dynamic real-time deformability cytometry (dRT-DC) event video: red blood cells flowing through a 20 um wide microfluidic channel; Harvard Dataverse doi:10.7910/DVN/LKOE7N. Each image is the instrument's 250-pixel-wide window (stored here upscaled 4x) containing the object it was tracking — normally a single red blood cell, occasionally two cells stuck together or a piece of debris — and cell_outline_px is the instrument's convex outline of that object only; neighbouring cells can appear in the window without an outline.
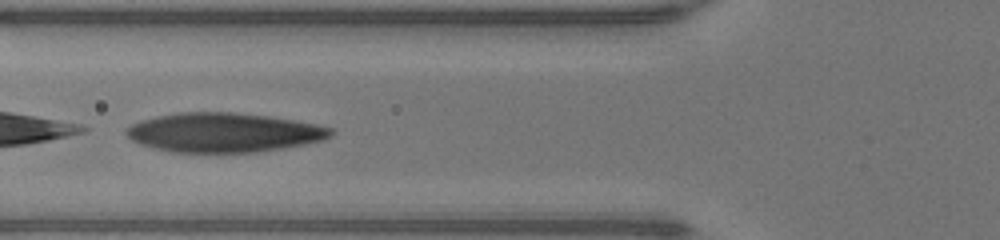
{"species": "human", "species_latin": "Homo sapiens", "temperature_condition": "warm", "stored_images_in_passage": 29, "camera_frame_rate_fps": 3000, "um_per_image_px": 0.085, "donor": {"sex": "male"}, "frame": {"image": 1, "passage_image": 5, "time_ms": 1.333, "image_size_px": [1000, 240], "cell_outline_px": [[332, 136], [324, 140], [284, 148], [260, 152], [172, 152], [140, 144], [132, 140], [124, 132], [132, 124], [140, 120], [156, 116], [180, 112], [232, 112], [268, 116], [316, 124], [332, 128]], "centroid_in_image_um": [19.02, 11.26], "position_along_channel_um": 106.8, "area_um2": 46.76}}
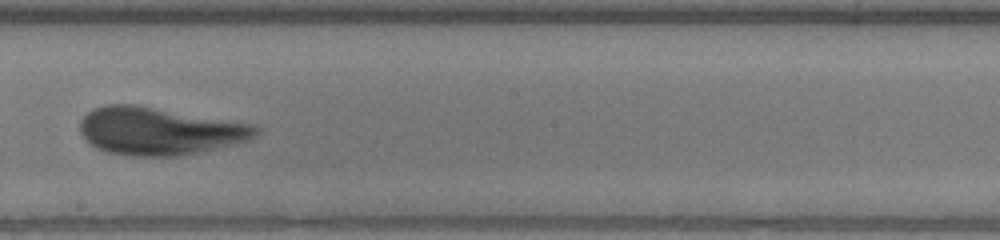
{"frame": {"image": 2, "passage_image": 14, "time_ms": 4.333, "image_size_px": [1000, 240], "cell_outline_px": [[260, 132], [256, 136], [248, 140], [196, 152], [176, 156], [132, 156], [108, 152], [96, 148], [80, 132], [80, 120], [88, 112], [104, 104], [132, 104], [252, 124], [260, 128]], "centroid_in_image_um": [13.51, 11.13], "position_along_channel_um": 234.7, "area_um2": 48.09}}
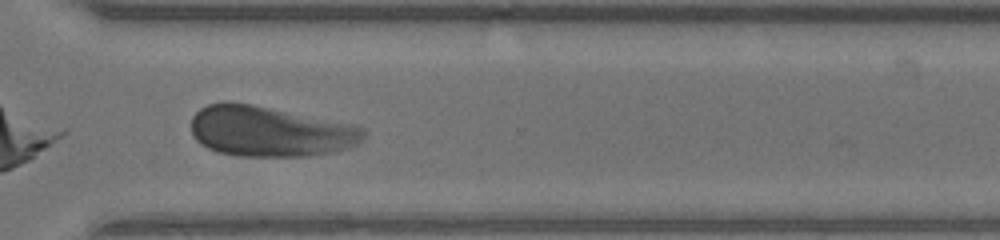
{"frame": {"image": 3, "passage_image": 22, "time_ms": 7.0, "image_size_px": [1000, 240], "cell_outline_px": [[364, 140], [348, 148], [332, 152], [308, 156], [240, 156], [216, 152], [200, 144], [196, 140], [192, 132], [192, 116], [200, 108], [208, 104], [252, 104], [352, 124], [364, 128]], "centroid_in_image_um": [22.95, 11.19], "position_along_channel_um": 347.7, "area_um2": 50.23}, "authors_computed_cell_mechanics": {"area_um2": 48.552, "velocity_mm_per_s": 4.2412, "shape_relaxation_time_tau1_ms": 1.0435, "shape_relaxation_time_tau2_ms": 1.361, "deformation_change_tau1": 0.281, "deformation_change_tau2": 0.0945}}